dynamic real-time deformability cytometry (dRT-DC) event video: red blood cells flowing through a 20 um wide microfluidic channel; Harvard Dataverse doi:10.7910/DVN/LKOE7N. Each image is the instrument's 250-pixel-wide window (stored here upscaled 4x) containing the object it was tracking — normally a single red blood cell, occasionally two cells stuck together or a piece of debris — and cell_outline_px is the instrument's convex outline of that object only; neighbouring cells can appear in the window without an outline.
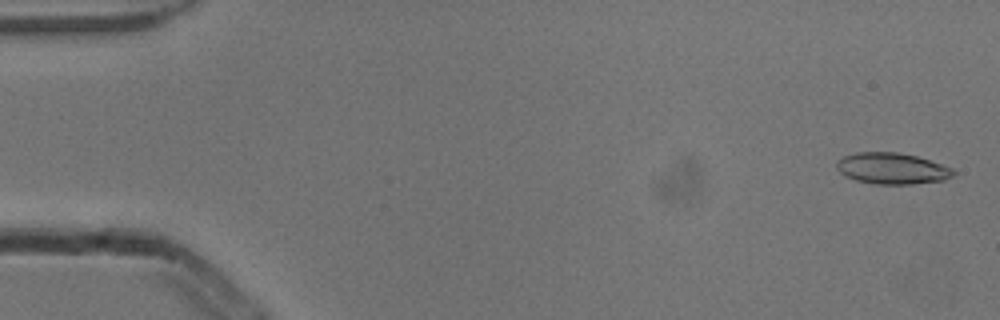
{"species": "common noctule bat (a hibernating species)", "species_latin": "Nyctalus noctula", "temperature_condition": "cold", "stored_images_in_passage": 53, "camera_frame_rate_fps": 3000, "um_per_image_px": 0.085, "animal": {"sex": "male", "body_mass_g": 13.3}, "frame": {"image": 1, "passage_image": 2, "time_ms": 0.333, "image_size_px": [1000, 320], "cell_outline_px": [[956, 172], [952, 176], [944, 180], [912, 184], [876, 184], [856, 180], [844, 176], [836, 168], [836, 160], [844, 156], [856, 152], [896, 152], [916, 156], [952, 168]], "centroid_in_image_um": [75.79, 14.32], "position_along_channel_um": 9.2, "area_um2": 21.21}}
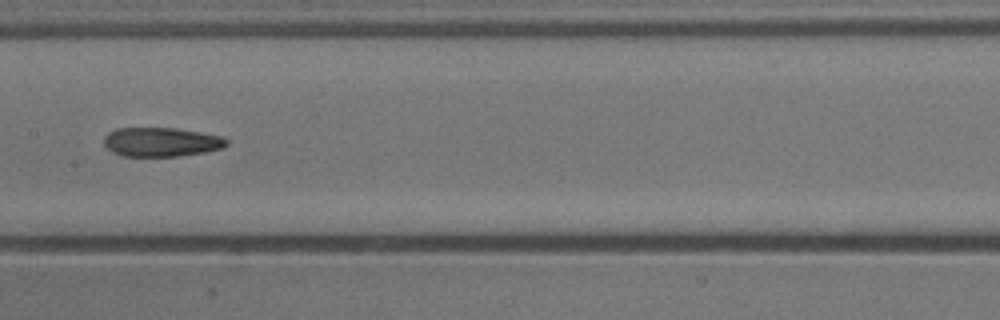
{"frame": {"image": 2, "passage_image": 27, "time_ms": 8.667, "image_size_px": [1000, 320], "cell_outline_px": [[228, 144], [224, 148], [204, 152], [176, 156], [124, 156], [112, 152], [104, 144], [104, 136], [108, 132], [116, 128], [176, 128], [200, 132], [220, 136], [228, 140]], "centroid_in_image_um": [13.7, 12.06], "position_along_channel_um": 193.7, "area_um2": 20.81}}
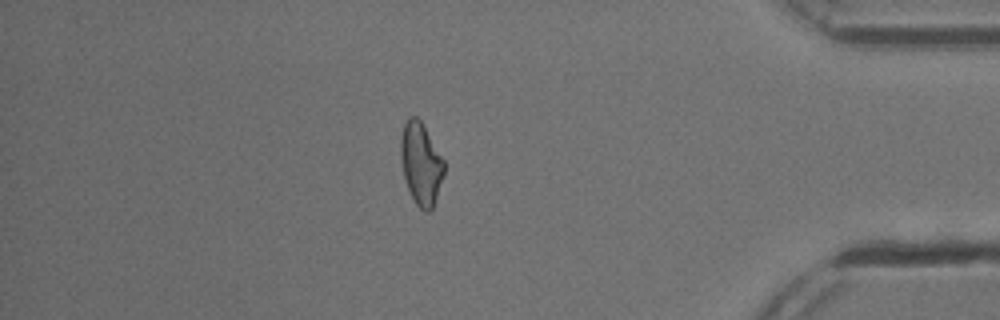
{"frame": {"image": 3, "passage_image": 46, "time_ms": 15.0, "image_size_px": [1000, 320], "cell_outline_px": [[444, 172], [432, 208], [428, 212], [424, 212], [416, 204], [408, 188], [404, 176], [400, 156], [400, 140], [404, 124], [408, 116], [416, 116], [420, 120], [444, 160]], "centroid_in_image_um": [35.76, 13.89], "position_along_channel_um": 399.4, "area_um2": 20.4}, "authors_computed_cell_mechanics": {"area_um2": 21.2126, "velocity_mm_per_s": 3.8669, "shape_relaxation_time_tau1_ms": 11.0571, "shape_relaxation_time_tau2_ms": 2.3369, "deformation_change_tau1": 0.2586, "deformation_change_tau2": 0.1034}}